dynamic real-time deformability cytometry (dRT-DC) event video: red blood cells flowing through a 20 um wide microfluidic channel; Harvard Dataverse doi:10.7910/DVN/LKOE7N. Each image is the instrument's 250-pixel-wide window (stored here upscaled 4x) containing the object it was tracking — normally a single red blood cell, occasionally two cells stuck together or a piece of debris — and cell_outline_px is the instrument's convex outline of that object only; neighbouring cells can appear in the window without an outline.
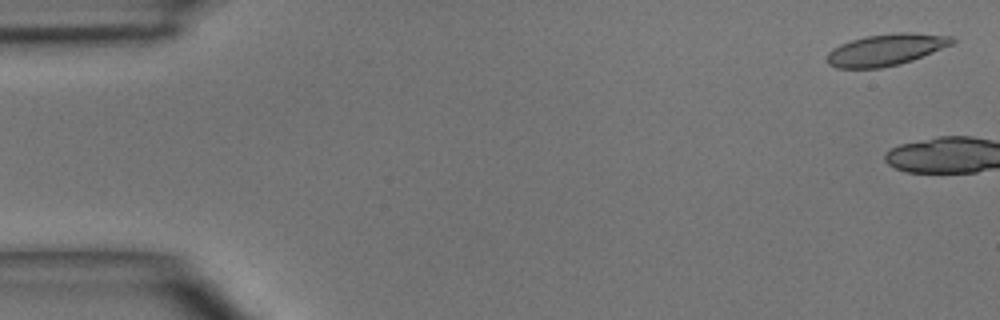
{"species": "common noctule bat (a hibernating species)", "species_latin": "Nyctalus noctula", "temperature_condition": "room temperature", "stored_images_in_passage": 3, "camera_frame_rate_fps": 3000, "um_per_image_px": 0.085, "animal": {"sex": "male", "body_mass_g": 15.6}, "frame": {"image": 1, "passage_image": 1, "time_ms": 0.0, "image_size_px": [1000, 320], "cell_outline_px": [[956, 40], [952, 44], [912, 60], [900, 64], [880, 68], [836, 68], [828, 64], [828, 52], [832, 48], [840, 44], [864, 36], [892, 32], [912, 32], [952, 36]], "centroid_in_image_um": [75.3, 4.21], "position_along_channel_um": 9.7, "area_um2": 23.12}}